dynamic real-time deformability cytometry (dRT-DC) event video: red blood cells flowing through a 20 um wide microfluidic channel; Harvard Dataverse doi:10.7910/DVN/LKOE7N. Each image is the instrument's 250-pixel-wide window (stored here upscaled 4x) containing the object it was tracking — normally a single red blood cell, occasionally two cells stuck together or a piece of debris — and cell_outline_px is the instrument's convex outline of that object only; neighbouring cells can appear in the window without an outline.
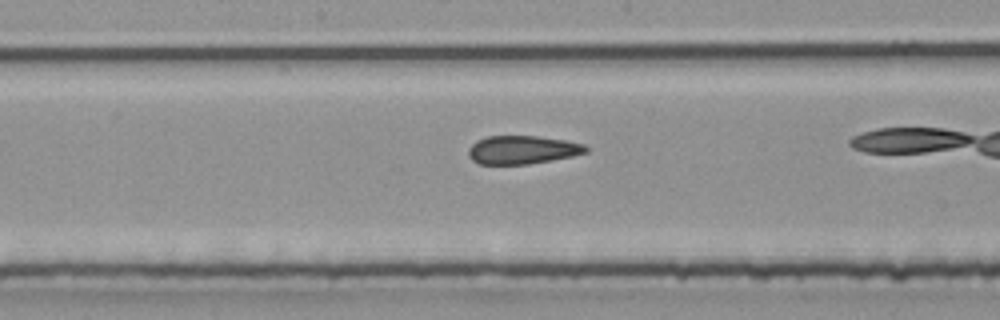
{"species": "common noctule bat (a hibernating species)", "species_latin": "Nyctalus noctula", "temperature_condition": "room temperature", "stored_images_in_passage": 27, "camera_frame_rate_fps": 3000, "um_per_image_px": 0.085, "animal": {"sex": "male", "body_mass_g": 20.4}, "frame": {"image": 1, "passage_image": 16, "time_ms": 5.0, "image_size_px": [1000, 320], "cell_outline_px": [[588, 152], [572, 156], [528, 164], [480, 164], [472, 160], [468, 156], [468, 148], [476, 140], [488, 136], [536, 136], [564, 140], [584, 144], [588, 148]], "centroid_in_image_um": [44.37, 12.73], "position_along_channel_um": 203.8, "area_um2": 19.36}}